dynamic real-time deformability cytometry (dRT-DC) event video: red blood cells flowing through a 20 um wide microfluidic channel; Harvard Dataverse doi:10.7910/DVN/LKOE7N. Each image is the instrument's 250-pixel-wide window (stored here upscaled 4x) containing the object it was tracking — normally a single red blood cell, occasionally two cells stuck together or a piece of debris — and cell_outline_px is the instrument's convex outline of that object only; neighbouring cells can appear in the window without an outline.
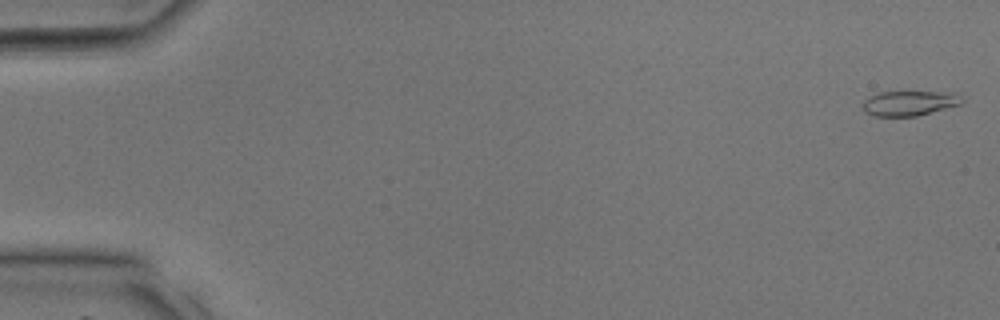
{"species": "common noctule bat (a hibernating species)", "species_latin": "Nyctalus noctula", "temperature_condition": "room temperature", "stored_images_in_passage": 38, "camera_frame_rate_fps": 3000, "um_per_image_px": 0.085, "animal": {"sex": "male", "body_mass_g": 17.9, "forearm_length_mm": 54.2}, "frame": {"image": 1, "passage_image": 1, "time_ms": 0.0, "image_size_px": [1000, 320], "cell_outline_px": [[964, 100], [960, 104], [916, 116], [872, 116], [864, 112], [864, 100], [880, 92], [956, 92]], "centroid_in_image_um": [77.31, 8.77], "position_along_channel_um": 7.7, "area_um2": 14.22}}
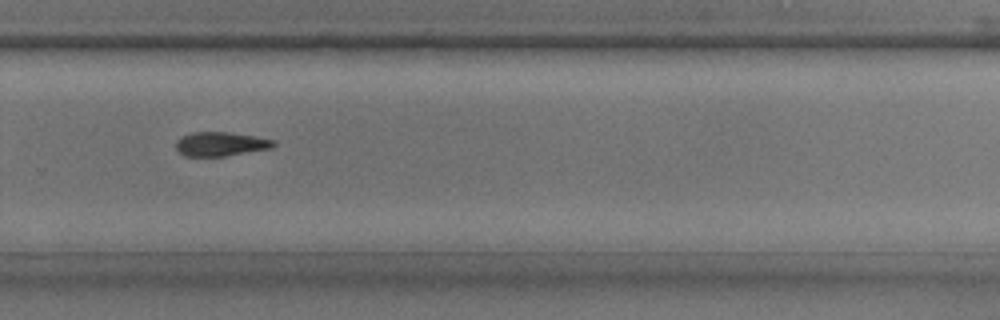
{"frame": {"image": 2, "passage_image": 26, "time_ms": 8.333, "image_size_px": [1000, 320], "cell_outline_px": [[276, 144], [272, 148], [224, 156], [184, 156], [176, 148], [176, 140], [180, 136], [192, 132], [228, 132], [256, 136], [276, 140]], "centroid_in_image_um": [18.76, 12.23], "position_along_channel_um": 311.0, "area_um2": 13.81}}
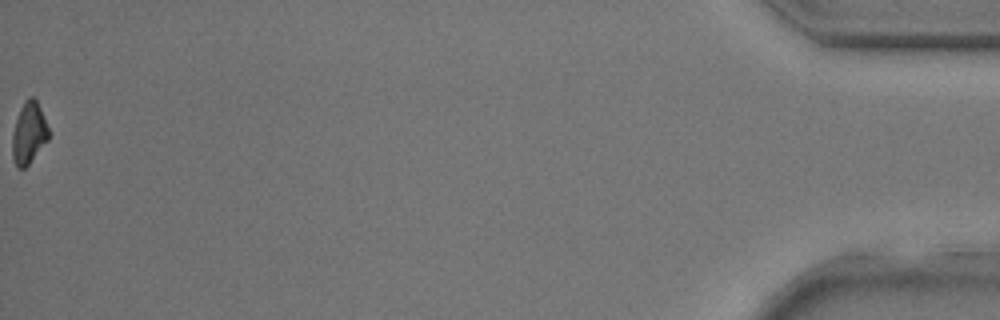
{"frame": {"image": 3, "passage_image": 38, "time_ms": 12.333, "image_size_px": [1000, 320], "cell_outline_px": [[48, 140], [28, 164], [24, 168], [16, 168], [12, 160], [12, 132], [20, 108], [24, 100], [28, 96], [32, 96], [36, 100], [40, 108], [48, 128]], "centroid_in_image_um": [2.42, 11.31], "position_along_channel_um": 432.8, "area_um2": 13.01}}